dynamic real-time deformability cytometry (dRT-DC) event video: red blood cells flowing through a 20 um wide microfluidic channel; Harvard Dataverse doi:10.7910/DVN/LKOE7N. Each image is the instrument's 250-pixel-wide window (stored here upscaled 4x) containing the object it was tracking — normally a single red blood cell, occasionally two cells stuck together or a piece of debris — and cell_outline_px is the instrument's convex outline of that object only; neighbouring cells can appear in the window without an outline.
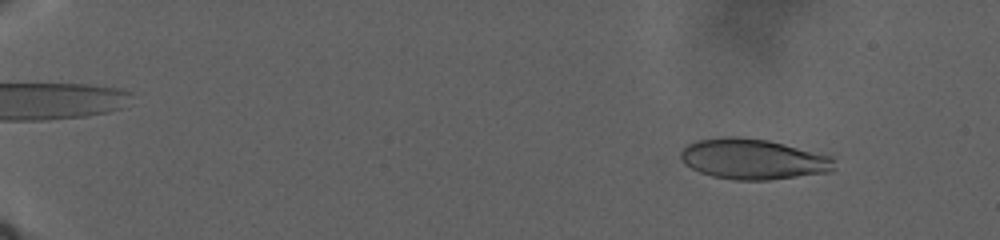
{"species": "human", "species_latin": "Homo sapiens", "temperature_condition": "warm", "stored_images_in_passage": 55, "camera_frame_rate_fps": 3000, "um_per_image_px": 0.085, "donor": {"sex": "male"}, "frame": {"image": 1, "passage_image": 1, "time_ms": 0.0, "image_size_px": [1000, 240], "cell_outline_px": [[836, 168], [832, 172], [768, 180], [732, 180], [712, 176], [700, 172], [684, 164], [680, 160], [680, 152], [688, 144], [696, 140], [720, 136], [736, 136], [768, 140], [832, 156]], "centroid_in_image_um": [64.0, 13.52], "position_along_channel_um": 21.0, "area_um2": 36.59}}